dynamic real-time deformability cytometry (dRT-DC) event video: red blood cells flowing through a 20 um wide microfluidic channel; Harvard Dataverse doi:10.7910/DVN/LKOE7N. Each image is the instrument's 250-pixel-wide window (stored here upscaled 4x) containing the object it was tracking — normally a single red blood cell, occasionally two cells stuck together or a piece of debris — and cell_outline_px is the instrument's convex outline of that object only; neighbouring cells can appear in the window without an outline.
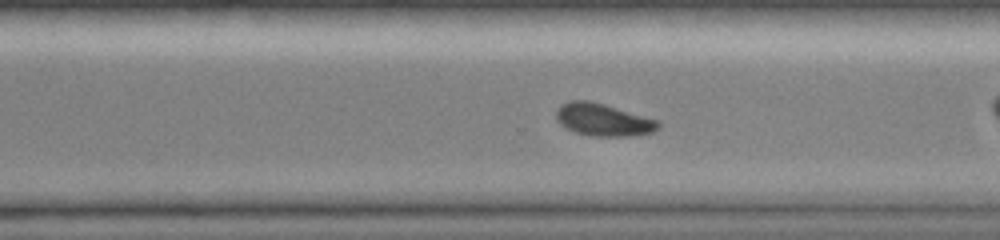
{"species": "common noctule bat (a hibernating species)", "species_latin": "Nyctalus noctula", "temperature_condition": "room temperature", "stored_images_in_passage": 35, "camera_frame_rate_fps": 3000, "um_per_image_px": 0.085, "animal": {"sex": "female", "body_mass_g": 19.0, "forearm_length_mm": 51.5}, "frame": {"image": 1, "passage_image": 20, "time_ms": 6.333, "image_size_px": [1000, 240], "cell_outline_px": [[660, 128], [652, 132], [632, 136], [592, 136], [576, 132], [560, 124], [556, 120], [556, 108], [560, 104], [572, 100], [588, 100], [604, 104], [660, 120]], "centroid_in_image_um": [51.28, 10.17], "position_along_channel_um": 319.3, "area_um2": 19.42}, "authors_computed_cell_mechanics": {"area_um2": 19.652, "velocity_mm_per_s": 4.0957, "shape_relaxation_time_tau1_ms": 2.8022, "shape_relaxation_time_tau2_ms": null, "deformation_change_tau1": 0.1354, "deformation_change_tau2": null}}